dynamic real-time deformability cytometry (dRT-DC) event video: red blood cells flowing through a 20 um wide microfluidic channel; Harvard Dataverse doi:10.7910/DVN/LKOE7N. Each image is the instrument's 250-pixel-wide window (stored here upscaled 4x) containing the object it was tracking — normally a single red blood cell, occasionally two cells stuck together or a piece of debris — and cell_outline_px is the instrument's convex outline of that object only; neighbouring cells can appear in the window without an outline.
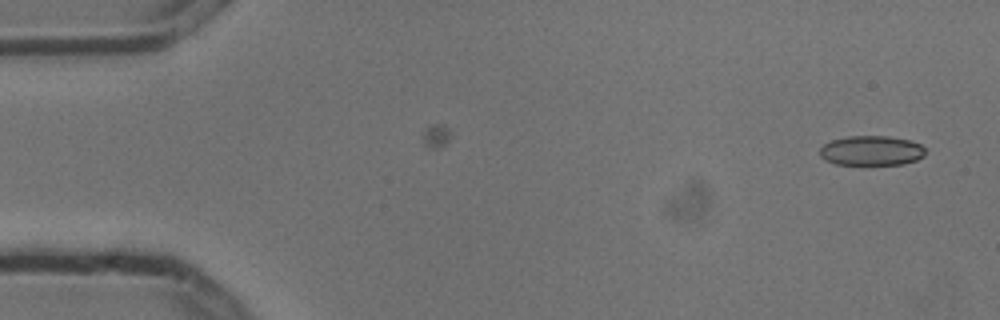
{"species": "common noctule bat (a hibernating species)", "species_latin": "Nyctalus noctula", "temperature_condition": "cold", "stored_images_in_passage": 5, "segment_of_instrument_passage": [2, 2], "camera_frame_rate_fps": 3000, "um_per_image_px": 0.085, "animal": {"sex": "male", "body_mass_g": 13.3}, "frame": {"image": 1, "passage_image": 5, "time_ms": 1.333, "image_size_px": [1000, 320], "cell_outline_px": [[924, 156], [916, 160], [900, 164], [864, 168], [836, 164], [820, 156], [820, 148], [824, 144], [832, 140], [848, 136], [888, 136], [912, 140], [920, 144], [924, 148]], "centroid_in_image_um": [74.07, 12.85], "position_along_channel_um": 10.9, "area_um2": 19.07}}